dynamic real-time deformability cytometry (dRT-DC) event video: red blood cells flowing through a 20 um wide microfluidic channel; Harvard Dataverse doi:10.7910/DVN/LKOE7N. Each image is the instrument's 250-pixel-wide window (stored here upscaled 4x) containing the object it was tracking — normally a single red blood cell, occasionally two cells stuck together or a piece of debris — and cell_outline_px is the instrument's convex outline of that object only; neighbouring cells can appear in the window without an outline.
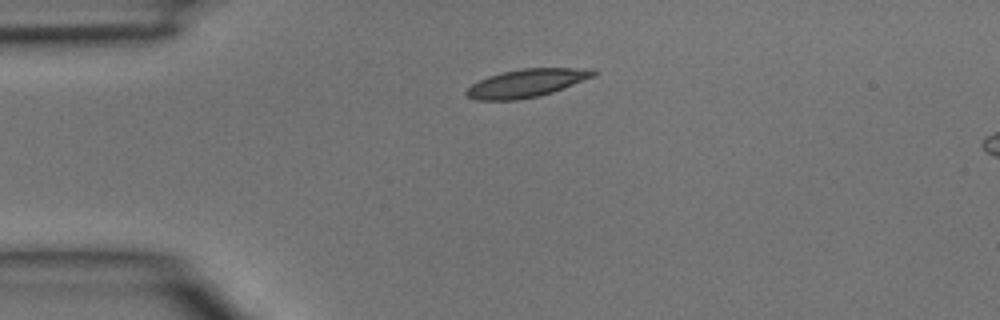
{"species": "common noctule bat (a hibernating species)", "species_latin": "Nyctalus noctula", "temperature_condition": "room temperature", "stored_images_in_passage": 2, "camera_frame_rate_fps": 3000, "um_per_image_px": 0.085, "animal": {"sex": "male", "body_mass_g": 15.6}, "frame": {"image": 1, "passage_image": 1, "time_ms": 0.0, "image_size_px": [1000, 320], "cell_outline_px": [[600, 72], [596, 76], [552, 92], [536, 96], [516, 100], [476, 100], [464, 96], [464, 92], [472, 84], [488, 76], [504, 72], [524, 68], [596, 68]], "centroid_in_image_um": [44.8, 7.05], "position_along_channel_um": 40.2, "area_um2": 20.87}}